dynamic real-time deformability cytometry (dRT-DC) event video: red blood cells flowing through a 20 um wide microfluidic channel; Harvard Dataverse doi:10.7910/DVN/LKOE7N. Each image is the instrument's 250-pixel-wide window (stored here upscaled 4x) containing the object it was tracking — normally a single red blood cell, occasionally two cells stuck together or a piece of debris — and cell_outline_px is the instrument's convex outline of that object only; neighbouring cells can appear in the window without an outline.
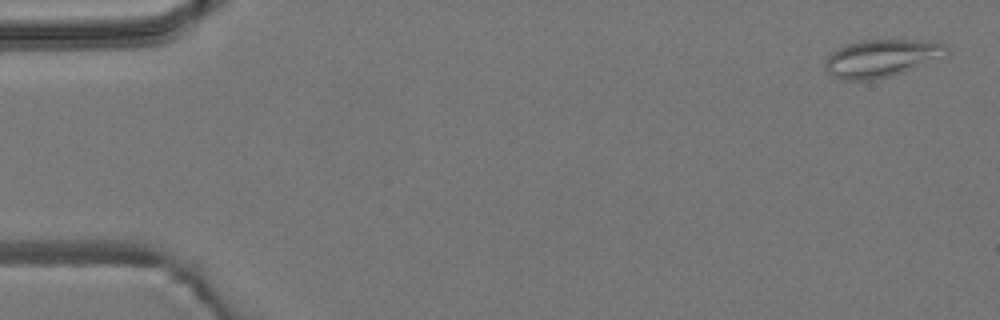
{"species": "common noctule bat (a hibernating species)", "species_latin": "Nyctalus noctula", "temperature_condition": "room temperature", "stored_images_in_passage": 5, "camera_frame_rate_fps": 3000, "um_per_image_px": 0.085, "animal": {"sex": "male", "body_mass_g": 19.2, "forearm_length_mm": 51.8}, "frame": {"image": 1, "passage_image": 1, "time_ms": 0.0, "image_size_px": [1000, 320], "cell_outline_px": [[952, 52], [948, 56], [888, 76], [872, 80], [840, 80], [832, 76], [824, 68], [824, 64], [828, 56], [832, 52], [844, 44], [864, 40], [940, 40]], "centroid_in_image_um": [74.97, 4.93], "position_along_channel_um": 10.0, "area_um2": 26.88}}